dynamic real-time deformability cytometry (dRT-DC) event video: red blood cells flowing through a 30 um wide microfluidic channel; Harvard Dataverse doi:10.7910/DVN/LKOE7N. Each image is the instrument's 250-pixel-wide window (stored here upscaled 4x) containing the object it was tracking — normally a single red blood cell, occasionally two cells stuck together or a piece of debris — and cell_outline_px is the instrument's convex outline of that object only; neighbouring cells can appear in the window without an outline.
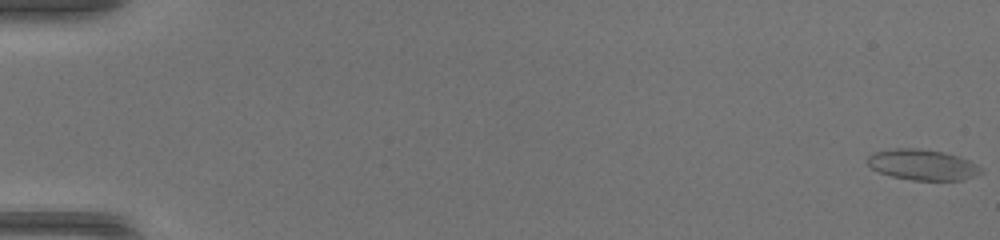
{"species": "common noctule bat (a hibernating species)", "species_latin": "Nyctalus noctula", "temperature_condition": "warm", "stored_images_in_passage": 51, "camera_frame_rate_fps": 3000, "um_per_image_px": 0.085, "animal": {"sex": "female", "body_mass_g": 17.0, "forearm_length_mm": 48.0}, "frame": {"image": 1, "passage_image": 1, "time_ms": 0.0, "image_size_px": [1000, 240], "cell_outline_px": [[984, 172], [964, 180], [912, 180], [892, 176], [880, 172], [872, 168], [868, 164], [868, 156], [876, 152], [896, 148], [920, 148], [944, 152], [968, 160], [976, 164]], "centroid_in_image_um": [78.43, 14.01], "position_along_channel_um": 6.6, "area_um2": 20.11}}
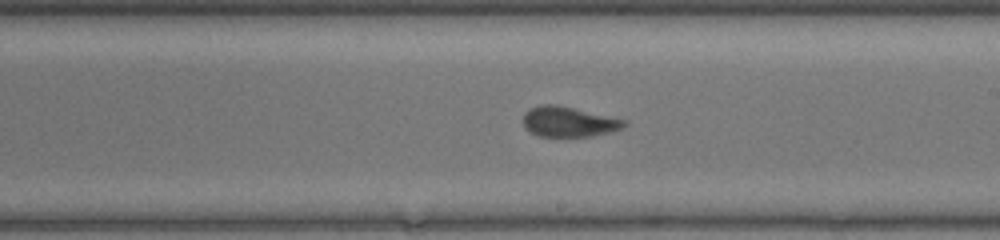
{"frame": {"image": 2, "passage_image": 31, "time_ms": 10.0, "image_size_px": [1000, 240], "cell_outline_px": [[628, 124], [624, 128], [612, 132], [592, 136], [540, 136], [528, 132], [524, 128], [524, 112], [528, 108], [540, 104], [556, 104], [628, 120]], "centroid_in_image_um": [48.35, 10.34], "position_along_channel_um": 240.6, "area_um2": 18.09}}
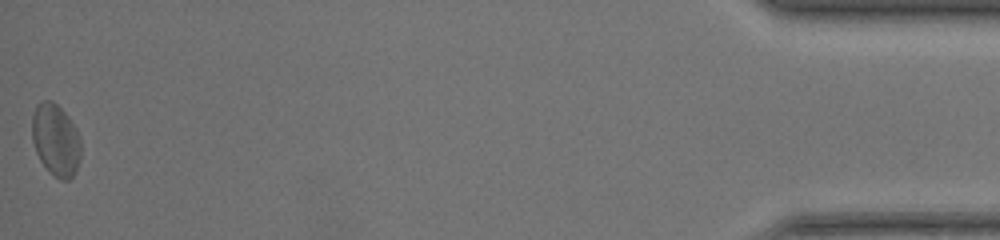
{"frame": {"image": 3, "passage_image": 51, "time_ms": 16.667, "image_size_px": [1000, 240], "cell_outline_px": [[80, 156], [76, 172], [68, 180], [60, 180], [40, 160], [36, 152], [32, 140], [32, 116], [36, 104], [40, 100], [52, 100], [68, 116], [76, 128], [80, 140]], "centroid_in_image_um": [4.73, 11.86], "position_along_channel_um": 430.5, "area_um2": 20.4}, "authors_computed_cell_mechanics": {"area_um2": 18.8428, "velocity_mm_per_s": 4.2321, "shape_relaxation_time_tau1_ms": null, "shape_relaxation_time_tau2_ms": 1.157, "deformation_change_tau1": null, "deformation_change_tau2": 0.0687}}